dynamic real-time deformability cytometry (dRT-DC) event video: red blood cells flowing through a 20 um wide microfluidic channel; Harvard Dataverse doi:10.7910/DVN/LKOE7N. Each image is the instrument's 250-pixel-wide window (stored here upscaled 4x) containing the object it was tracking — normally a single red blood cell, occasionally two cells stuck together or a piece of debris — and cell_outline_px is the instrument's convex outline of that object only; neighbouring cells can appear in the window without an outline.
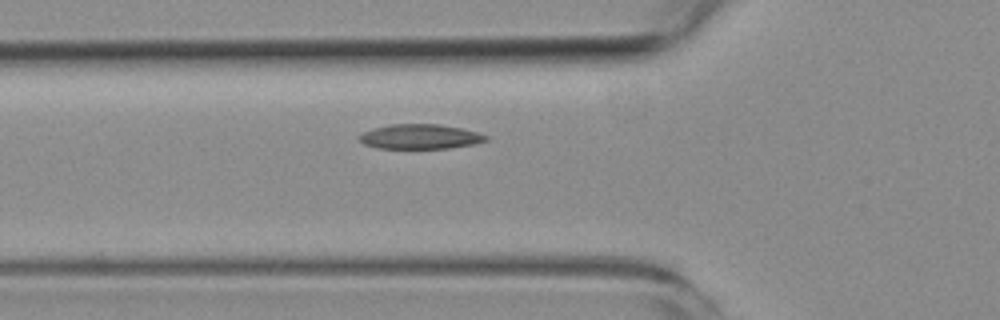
{"species": "common noctule bat (a hibernating species)", "species_latin": "Nyctalus noctula", "temperature_condition": "room temperature", "stored_images_in_passage": 4, "camera_frame_rate_fps": 3000, "um_per_image_px": 0.085, "animal": {"sex": "female", "body_mass_g": 19.3, "forearm_length_mm": 54.1}, "frame": {"image": 1, "passage_image": 4, "time_ms": 5.333, "image_size_px": [1000, 320], "cell_outline_px": [[488, 140], [476, 144], [448, 148], [376, 148], [364, 144], [356, 136], [372, 128], [392, 124], [440, 124], [460, 128], [476, 132], [488, 136]], "centroid_in_image_um": [35.69, 11.61], "position_along_channel_um": 90.1, "area_um2": 18.26}}